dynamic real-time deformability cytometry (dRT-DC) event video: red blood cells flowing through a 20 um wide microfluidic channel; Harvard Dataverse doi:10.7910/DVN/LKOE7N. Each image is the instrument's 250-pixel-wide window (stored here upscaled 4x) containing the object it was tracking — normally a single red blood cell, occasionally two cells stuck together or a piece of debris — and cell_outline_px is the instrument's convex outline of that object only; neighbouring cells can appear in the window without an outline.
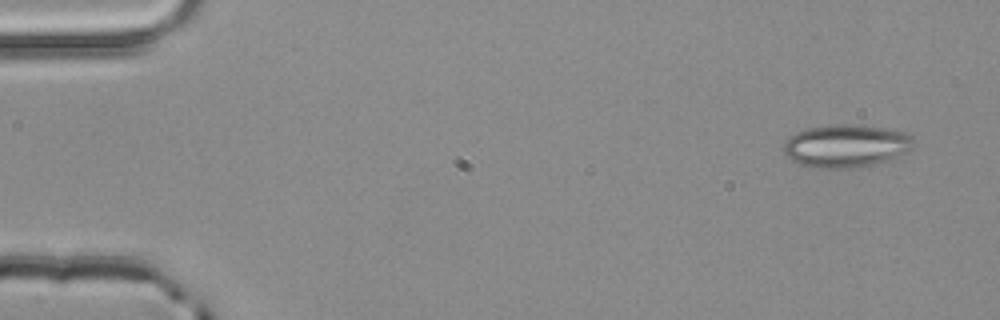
{"species": "common noctule bat (a hibernating species)", "species_latin": "Nyctalus noctula", "temperature_condition": "room temperature", "stored_images_in_passage": 3, "camera_frame_rate_fps": 3000, "um_per_image_px": 0.085, "animal": {"sex": "male", "body_mass_g": 20.4}, "frame": {"image": 1, "passage_image": 1, "time_ms": 0.0, "image_size_px": [1000, 320], "cell_outline_px": [[912, 148], [908, 152], [888, 160], [876, 164], [848, 168], [812, 168], [800, 164], [784, 156], [784, 144], [796, 132], [808, 128], [836, 124], [848, 124], [884, 128], [904, 132], [912, 136]], "centroid_in_image_um": [71.91, 12.41], "position_along_channel_um": 13.1, "area_um2": 32.31}}